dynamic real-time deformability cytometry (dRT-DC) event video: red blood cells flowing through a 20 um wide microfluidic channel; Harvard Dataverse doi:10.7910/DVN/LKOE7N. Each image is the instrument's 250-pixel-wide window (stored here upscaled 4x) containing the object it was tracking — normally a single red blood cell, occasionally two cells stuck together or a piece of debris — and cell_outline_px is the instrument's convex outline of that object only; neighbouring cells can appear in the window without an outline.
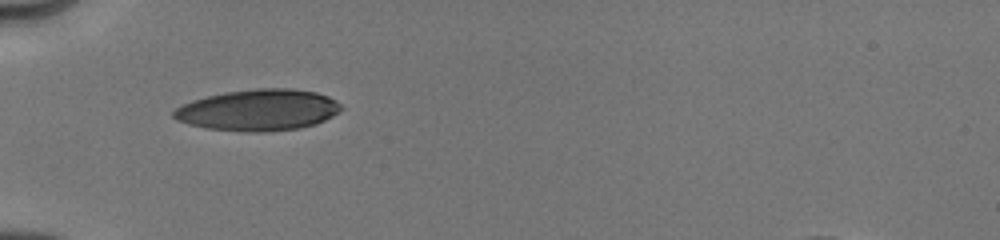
{"species": "human", "species_latin": "Homo sapiens", "temperature_condition": "cold", "stored_images_in_passage": 3, "camera_frame_rate_fps": 3000, "um_per_image_px": 0.085, "donor": {"sex": "male"}, "frame": {"image": 1, "passage_image": 1, "time_ms": 0.0, "image_size_px": [1000, 240], "cell_outline_px": [[344, 108], [332, 116], [316, 124], [300, 128], [264, 132], [248, 132], [204, 128], [188, 124], [176, 120], [172, 116], [172, 112], [176, 108], [192, 100], [224, 92], [256, 88], [296, 88], [316, 92], [328, 96], [336, 100]], "centroid_in_image_um": [21.97, 9.35], "position_along_channel_um": 63.0, "area_um2": 40.63}}
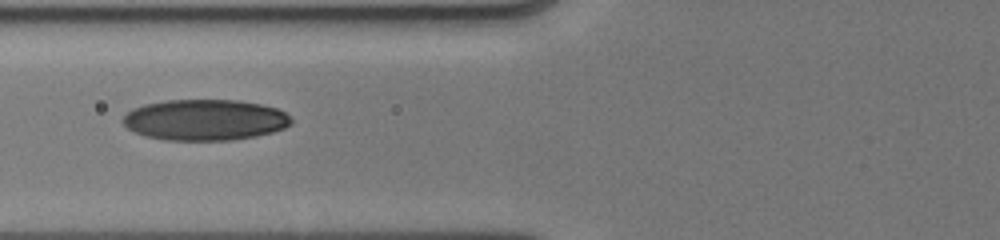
{"frame": {"image": 2, "passage_image": 2, "time_ms": 1.333, "image_size_px": [1000, 240], "cell_outline_px": [[292, 124], [284, 128], [272, 132], [256, 136], [232, 140], [168, 140], [144, 136], [128, 128], [120, 120], [132, 108], [144, 104], [164, 100], [240, 100], [260, 104], [276, 108], [284, 112], [292, 120]], "centroid_in_image_um": [17.4, 10.18], "position_along_channel_um": 108.4, "area_um2": 40.29}}
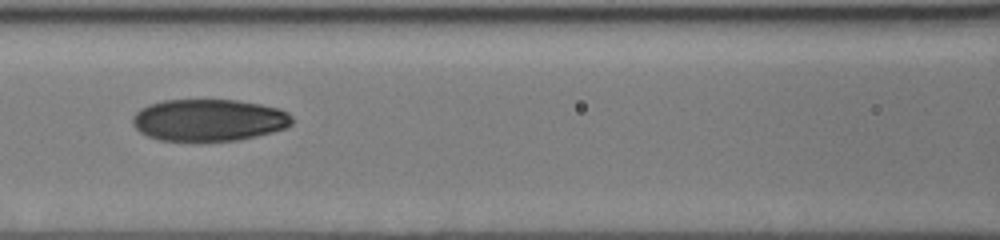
{"frame": {"image": 3, "passage_image": 3, "time_ms": 2.333, "image_size_px": [1000, 240], "cell_outline_px": [[292, 124], [284, 128], [272, 132], [240, 140], [160, 140], [148, 136], [140, 132], [132, 124], [132, 116], [140, 108], [148, 104], [164, 100], [236, 100], [260, 104], [280, 108], [288, 112], [292, 116]], "centroid_in_image_um": [17.75, 10.19], "position_along_channel_um": 148.9, "area_um2": 38.96}}